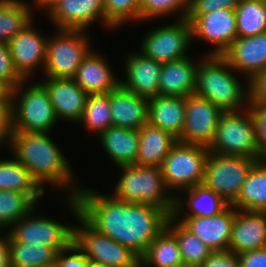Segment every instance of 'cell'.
Returning <instances> with one entry per match:
<instances>
[{"instance_id":"cell-26","label":"cell","mask_w":266,"mask_h":267,"mask_svg":"<svg viewBox=\"0 0 266 267\" xmlns=\"http://www.w3.org/2000/svg\"><path fill=\"white\" fill-rule=\"evenodd\" d=\"M180 193L178 192L180 196L178 194L175 196L173 217H181L183 212L185 216L182 217H212L219 214L229 205L218 194L211 189H207L203 184L182 190ZM184 195H187L188 199ZM185 204H187L189 212H185ZM184 206L185 208H183Z\"/></svg>"},{"instance_id":"cell-15","label":"cell","mask_w":266,"mask_h":267,"mask_svg":"<svg viewBox=\"0 0 266 267\" xmlns=\"http://www.w3.org/2000/svg\"><path fill=\"white\" fill-rule=\"evenodd\" d=\"M34 19L27 23L9 42L14 67L24 80H30L31 76L42 67L46 60V43L48 36H44L36 28ZM36 70V71H35Z\"/></svg>"},{"instance_id":"cell-22","label":"cell","mask_w":266,"mask_h":267,"mask_svg":"<svg viewBox=\"0 0 266 267\" xmlns=\"http://www.w3.org/2000/svg\"><path fill=\"white\" fill-rule=\"evenodd\" d=\"M105 59L92 49L82 60L73 77L88 95L109 93L120 85V80L115 77L112 67Z\"/></svg>"},{"instance_id":"cell-8","label":"cell","mask_w":266,"mask_h":267,"mask_svg":"<svg viewBox=\"0 0 266 267\" xmlns=\"http://www.w3.org/2000/svg\"><path fill=\"white\" fill-rule=\"evenodd\" d=\"M208 155V147L197 144L177 141L171 148L160 168L164 183L170 192L174 191V197L180 190L203 184Z\"/></svg>"},{"instance_id":"cell-5","label":"cell","mask_w":266,"mask_h":267,"mask_svg":"<svg viewBox=\"0 0 266 267\" xmlns=\"http://www.w3.org/2000/svg\"><path fill=\"white\" fill-rule=\"evenodd\" d=\"M65 203L80 223L79 227L73 226V242L89 261L105 263L112 267H140V258L134 252L97 231L79 214L76 197L67 195Z\"/></svg>"},{"instance_id":"cell-11","label":"cell","mask_w":266,"mask_h":267,"mask_svg":"<svg viewBox=\"0 0 266 267\" xmlns=\"http://www.w3.org/2000/svg\"><path fill=\"white\" fill-rule=\"evenodd\" d=\"M176 22L146 33L141 41V53L160 63L186 58L193 41L191 24L185 18Z\"/></svg>"},{"instance_id":"cell-27","label":"cell","mask_w":266,"mask_h":267,"mask_svg":"<svg viewBox=\"0 0 266 267\" xmlns=\"http://www.w3.org/2000/svg\"><path fill=\"white\" fill-rule=\"evenodd\" d=\"M99 139L117 167L135 164L139 146L138 130L110 126L99 135Z\"/></svg>"},{"instance_id":"cell-50","label":"cell","mask_w":266,"mask_h":267,"mask_svg":"<svg viewBox=\"0 0 266 267\" xmlns=\"http://www.w3.org/2000/svg\"><path fill=\"white\" fill-rule=\"evenodd\" d=\"M56 1L57 0H34V5L38 8L46 9L45 13H47Z\"/></svg>"},{"instance_id":"cell-2","label":"cell","mask_w":266,"mask_h":267,"mask_svg":"<svg viewBox=\"0 0 266 267\" xmlns=\"http://www.w3.org/2000/svg\"><path fill=\"white\" fill-rule=\"evenodd\" d=\"M10 149L42 189L46 183L56 189L66 188L69 197H76L81 187L74 184L72 166L48 133L14 131Z\"/></svg>"},{"instance_id":"cell-40","label":"cell","mask_w":266,"mask_h":267,"mask_svg":"<svg viewBox=\"0 0 266 267\" xmlns=\"http://www.w3.org/2000/svg\"><path fill=\"white\" fill-rule=\"evenodd\" d=\"M247 108L255 125L260 160L266 161V103L251 98Z\"/></svg>"},{"instance_id":"cell-4","label":"cell","mask_w":266,"mask_h":267,"mask_svg":"<svg viewBox=\"0 0 266 267\" xmlns=\"http://www.w3.org/2000/svg\"><path fill=\"white\" fill-rule=\"evenodd\" d=\"M117 168L122 173L112 197L129 203L154 205L173 216L175 197L168 191L160 167L133 164Z\"/></svg>"},{"instance_id":"cell-30","label":"cell","mask_w":266,"mask_h":267,"mask_svg":"<svg viewBox=\"0 0 266 267\" xmlns=\"http://www.w3.org/2000/svg\"><path fill=\"white\" fill-rule=\"evenodd\" d=\"M0 190L19 191L31 196L36 202L44 195L29 170L14 157L0 160Z\"/></svg>"},{"instance_id":"cell-18","label":"cell","mask_w":266,"mask_h":267,"mask_svg":"<svg viewBox=\"0 0 266 267\" xmlns=\"http://www.w3.org/2000/svg\"><path fill=\"white\" fill-rule=\"evenodd\" d=\"M236 73L252 82L266 68V32L237 37L222 54Z\"/></svg>"},{"instance_id":"cell-20","label":"cell","mask_w":266,"mask_h":267,"mask_svg":"<svg viewBox=\"0 0 266 267\" xmlns=\"http://www.w3.org/2000/svg\"><path fill=\"white\" fill-rule=\"evenodd\" d=\"M40 82L47 89L58 120L77 123L83 114L88 94L73 78H47Z\"/></svg>"},{"instance_id":"cell-36","label":"cell","mask_w":266,"mask_h":267,"mask_svg":"<svg viewBox=\"0 0 266 267\" xmlns=\"http://www.w3.org/2000/svg\"><path fill=\"white\" fill-rule=\"evenodd\" d=\"M34 208H37V202L31 196L19 191L0 190V231L10 229Z\"/></svg>"},{"instance_id":"cell-44","label":"cell","mask_w":266,"mask_h":267,"mask_svg":"<svg viewBox=\"0 0 266 267\" xmlns=\"http://www.w3.org/2000/svg\"><path fill=\"white\" fill-rule=\"evenodd\" d=\"M14 133L12 102L0 103V143L11 146Z\"/></svg>"},{"instance_id":"cell-48","label":"cell","mask_w":266,"mask_h":267,"mask_svg":"<svg viewBox=\"0 0 266 267\" xmlns=\"http://www.w3.org/2000/svg\"><path fill=\"white\" fill-rule=\"evenodd\" d=\"M0 267H11L8 232L6 235H0Z\"/></svg>"},{"instance_id":"cell-19","label":"cell","mask_w":266,"mask_h":267,"mask_svg":"<svg viewBox=\"0 0 266 267\" xmlns=\"http://www.w3.org/2000/svg\"><path fill=\"white\" fill-rule=\"evenodd\" d=\"M125 80L120 85L137 96L151 98L159 96V80L162 63L144 56L130 53L125 58Z\"/></svg>"},{"instance_id":"cell-21","label":"cell","mask_w":266,"mask_h":267,"mask_svg":"<svg viewBox=\"0 0 266 267\" xmlns=\"http://www.w3.org/2000/svg\"><path fill=\"white\" fill-rule=\"evenodd\" d=\"M266 247V212L237 210L229 250L240 254Z\"/></svg>"},{"instance_id":"cell-31","label":"cell","mask_w":266,"mask_h":267,"mask_svg":"<svg viewBox=\"0 0 266 267\" xmlns=\"http://www.w3.org/2000/svg\"><path fill=\"white\" fill-rule=\"evenodd\" d=\"M184 264L177 239L166 227L140 258V267H177Z\"/></svg>"},{"instance_id":"cell-6","label":"cell","mask_w":266,"mask_h":267,"mask_svg":"<svg viewBox=\"0 0 266 267\" xmlns=\"http://www.w3.org/2000/svg\"><path fill=\"white\" fill-rule=\"evenodd\" d=\"M26 82L23 80L11 93L14 131L52 132L59 120L47 89L40 81L25 89Z\"/></svg>"},{"instance_id":"cell-13","label":"cell","mask_w":266,"mask_h":267,"mask_svg":"<svg viewBox=\"0 0 266 267\" xmlns=\"http://www.w3.org/2000/svg\"><path fill=\"white\" fill-rule=\"evenodd\" d=\"M223 111L208 99L195 94L185 97V121L178 139L181 143L209 147L215 137Z\"/></svg>"},{"instance_id":"cell-16","label":"cell","mask_w":266,"mask_h":267,"mask_svg":"<svg viewBox=\"0 0 266 267\" xmlns=\"http://www.w3.org/2000/svg\"><path fill=\"white\" fill-rule=\"evenodd\" d=\"M56 29L84 30L99 21L112 28L104 16V0H57L46 13Z\"/></svg>"},{"instance_id":"cell-35","label":"cell","mask_w":266,"mask_h":267,"mask_svg":"<svg viewBox=\"0 0 266 267\" xmlns=\"http://www.w3.org/2000/svg\"><path fill=\"white\" fill-rule=\"evenodd\" d=\"M235 14L237 37L266 32V0H240Z\"/></svg>"},{"instance_id":"cell-49","label":"cell","mask_w":266,"mask_h":267,"mask_svg":"<svg viewBox=\"0 0 266 267\" xmlns=\"http://www.w3.org/2000/svg\"><path fill=\"white\" fill-rule=\"evenodd\" d=\"M12 88L2 79H0V103L11 102Z\"/></svg>"},{"instance_id":"cell-17","label":"cell","mask_w":266,"mask_h":267,"mask_svg":"<svg viewBox=\"0 0 266 267\" xmlns=\"http://www.w3.org/2000/svg\"><path fill=\"white\" fill-rule=\"evenodd\" d=\"M235 213L236 208L228 205L212 217H174V219L213 251H225L229 250Z\"/></svg>"},{"instance_id":"cell-32","label":"cell","mask_w":266,"mask_h":267,"mask_svg":"<svg viewBox=\"0 0 266 267\" xmlns=\"http://www.w3.org/2000/svg\"><path fill=\"white\" fill-rule=\"evenodd\" d=\"M11 267H41L56 260L58 251L44 244L22 243L8 234Z\"/></svg>"},{"instance_id":"cell-51","label":"cell","mask_w":266,"mask_h":267,"mask_svg":"<svg viewBox=\"0 0 266 267\" xmlns=\"http://www.w3.org/2000/svg\"><path fill=\"white\" fill-rule=\"evenodd\" d=\"M88 267H112V266L107 265L105 263L90 261Z\"/></svg>"},{"instance_id":"cell-12","label":"cell","mask_w":266,"mask_h":267,"mask_svg":"<svg viewBox=\"0 0 266 267\" xmlns=\"http://www.w3.org/2000/svg\"><path fill=\"white\" fill-rule=\"evenodd\" d=\"M33 209L8 230V234L22 243L44 244L54 247L58 252L73 242V226L54 219L36 216ZM35 215V216H34ZM72 226V227H71Z\"/></svg>"},{"instance_id":"cell-39","label":"cell","mask_w":266,"mask_h":267,"mask_svg":"<svg viewBox=\"0 0 266 267\" xmlns=\"http://www.w3.org/2000/svg\"><path fill=\"white\" fill-rule=\"evenodd\" d=\"M190 0H140V21L180 13L177 20L184 19ZM144 20V21H143Z\"/></svg>"},{"instance_id":"cell-42","label":"cell","mask_w":266,"mask_h":267,"mask_svg":"<svg viewBox=\"0 0 266 267\" xmlns=\"http://www.w3.org/2000/svg\"><path fill=\"white\" fill-rule=\"evenodd\" d=\"M0 79L12 89L24 80L14 67L8 44L4 43H0Z\"/></svg>"},{"instance_id":"cell-41","label":"cell","mask_w":266,"mask_h":267,"mask_svg":"<svg viewBox=\"0 0 266 267\" xmlns=\"http://www.w3.org/2000/svg\"><path fill=\"white\" fill-rule=\"evenodd\" d=\"M240 0H190L185 17H198L220 9H235Z\"/></svg>"},{"instance_id":"cell-37","label":"cell","mask_w":266,"mask_h":267,"mask_svg":"<svg viewBox=\"0 0 266 267\" xmlns=\"http://www.w3.org/2000/svg\"><path fill=\"white\" fill-rule=\"evenodd\" d=\"M87 130L98 134V136L112 126V115L110 108V92L104 94H89L81 119Z\"/></svg>"},{"instance_id":"cell-38","label":"cell","mask_w":266,"mask_h":267,"mask_svg":"<svg viewBox=\"0 0 266 267\" xmlns=\"http://www.w3.org/2000/svg\"><path fill=\"white\" fill-rule=\"evenodd\" d=\"M105 21L112 29L140 21V0H104Z\"/></svg>"},{"instance_id":"cell-1","label":"cell","mask_w":266,"mask_h":267,"mask_svg":"<svg viewBox=\"0 0 266 267\" xmlns=\"http://www.w3.org/2000/svg\"><path fill=\"white\" fill-rule=\"evenodd\" d=\"M79 214L97 231L126 246L141 258L171 217L150 204L129 203L81 187Z\"/></svg>"},{"instance_id":"cell-14","label":"cell","mask_w":266,"mask_h":267,"mask_svg":"<svg viewBox=\"0 0 266 267\" xmlns=\"http://www.w3.org/2000/svg\"><path fill=\"white\" fill-rule=\"evenodd\" d=\"M185 19L191 24L192 40L200 39L215 47L207 55H222L237 38L235 9L224 8Z\"/></svg>"},{"instance_id":"cell-28","label":"cell","mask_w":266,"mask_h":267,"mask_svg":"<svg viewBox=\"0 0 266 267\" xmlns=\"http://www.w3.org/2000/svg\"><path fill=\"white\" fill-rule=\"evenodd\" d=\"M139 146L135 164L160 167L178 139L169 132L150 124L138 130Z\"/></svg>"},{"instance_id":"cell-46","label":"cell","mask_w":266,"mask_h":267,"mask_svg":"<svg viewBox=\"0 0 266 267\" xmlns=\"http://www.w3.org/2000/svg\"><path fill=\"white\" fill-rule=\"evenodd\" d=\"M240 267H266V247L238 254Z\"/></svg>"},{"instance_id":"cell-33","label":"cell","mask_w":266,"mask_h":267,"mask_svg":"<svg viewBox=\"0 0 266 267\" xmlns=\"http://www.w3.org/2000/svg\"><path fill=\"white\" fill-rule=\"evenodd\" d=\"M30 9L22 0H0V43L8 44L33 19Z\"/></svg>"},{"instance_id":"cell-25","label":"cell","mask_w":266,"mask_h":267,"mask_svg":"<svg viewBox=\"0 0 266 267\" xmlns=\"http://www.w3.org/2000/svg\"><path fill=\"white\" fill-rule=\"evenodd\" d=\"M184 121L185 97L159 95L148 98V124L179 139Z\"/></svg>"},{"instance_id":"cell-53","label":"cell","mask_w":266,"mask_h":267,"mask_svg":"<svg viewBox=\"0 0 266 267\" xmlns=\"http://www.w3.org/2000/svg\"><path fill=\"white\" fill-rule=\"evenodd\" d=\"M177 267H192V266H188V265H186V264H182V265L177 266Z\"/></svg>"},{"instance_id":"cell-9","label":"cell","mask_w":266,"mask_h":267,"mask_svg":"<svg viewBox=\"0 0 266 267\" xmlns=\"http://www.w3.org/2000/svg\"><path fill=\"white\" fill-rule=\"evenodd\" d=\"M209 152L260 160L255 125L247 107L223 112Z\"/></svg>"},{"instance_id":"cell-7","label":"cell","mask_w":266,"mask_h":267,"mask_svg":"<svg viewBox=\"0 0 266 267\" xmlns=\"http://www.w3.org/2000/svg\"><path fill=\"white\" fill-rule=\"evenodd\" d=\"M87 31L55 29L48 35L43 68L47 78H73L82 60L92 50Z\"/></svg>"},{"instance_id":"cell-47","label":"cell","mask_w":266,"mask_h":267,"mask_svg":"<svg viewBox=\"0 0 266 267\" xmlns=\"http://www.w3.org/2000/svg\"><path fill=\"white\" fill-rule=\"evenodd\" d=\"M251 97L266 103V68L251 82Z\"/></svg>"},{"instance_id":"cell-24","label":"cell","mask_w":266,"mask_h":267,"mask_svg":"<svg viewBox=\"0 0 266 267\" xmlns=\"http://www.w3.org/2000/svg\"><path fill=\"white\" fill-rule=\"evenodd\" d=\"M186 58L162 63L159 80V95L186 97L195 93L199 65Z\"/></svg>"},{"instance_id":"cell-43","label":"cell","mask_w":266,"mask_h":267,"mask_svg":"<svg viewBox=\"0 0 266 267\" xmlns=\"http://www.w3.org/2000/svg\"><path fill=\"white\" fill-rule=\"evenodd\" d=\"M56 261L59 267H88L90 262L74 242L57 253Z\"/></svg>"},{"instance_id":"cell-23","label":"cell","mask_w":266,"mask_h":267,"mask_svg":"<svg viewBox=\"0 0 266 267\" xmlns=\"http://www.w3.org/2000/svg\"><path fill=\"white\" fill-rule=\"evenodd\" d=\"M112 126L139 130L148 123V98L119 85L110 92Z\"/></svg>"},{"instance_id":"cell-29","label":"cell","mask_w":266,"mask_h":267,"mask_svg":"<svg viewBox=\"0 0 266 267\" xmlns=\"http://www.w3.org/2000/svg\"><path fill=\"white\" fill-rule=\"evenodd\" d=\"M231 205L237 210L266 212V161L259 160L253 165Z\"/></svg>"},{"instance_id":"cell-3","label":"cell","mask_w":266,"mask_h":267,"mask_svg":"<svg viewBox=\"0 0 266 267\" xmlns=\"http://www.w3.org/2000/svg\"><path fill=\"white\" fill-rule=\"evenodd\" d=\"M233 71L222 55H204L197 68L194 94L208 99L223 112L243 110V105L247 107L252 98L251 82L246 81V88L242 87Z\"/></svg>"},{"instance_id":"cell-34","label":"cell","mask_w":266,"mask_h":267,"mask_svg":"<svg viewBox=\"0 0 266 267\" xmlns=\"http://www.w3.org/2000/svg\"><path fill=\"white\" fill-rule=\"evenodd\" d=\"M166 227L177 239L184 264L199 267L212 254V249L186 230L173 216L168 219Z\"/></svg>"},{"instance_id":"cell-45","label":"cell","mask_w":266,"mask_h":267,"mask_svg":"<svg viewBox=\"0 0 266 267\" xmlns=\"http://www.w3.org/2000/svg\"><path fill=\"white\" fill-rule=\"evenodd\" d=\"M199 267H240L239 257L230 250L213 251Z\"/></svg>"},{"instance_id":"cell-52","label":"cell","mask_w":266,"mask_h":267,"mask_svg":"<svg viewBox=\"0 0 266 267\" xmlns=\"http://www.w3.org/2000/svg\"><path fill=\"white\" fill-rule=\"evenodd\" d=\"M41 267H59L58 262L55 260L54 262L50 263V264H45Z\"/></svg>"},{"instance_id":"cell-10","label":"cell","mask_w":266,"mask_h":267,"mask_svg":"<svg viewBox=\"0 0 266 267\" xmlns=\"http://www.w3.org/2000/svg\"><path fill=\"white\" fill-rule=\"evenodd\" d=\"M258 159L209 152L203 185L231 205L238 197L246 176Z\"/></svg>"}]
</instances>
